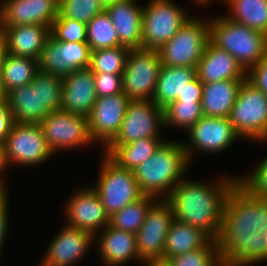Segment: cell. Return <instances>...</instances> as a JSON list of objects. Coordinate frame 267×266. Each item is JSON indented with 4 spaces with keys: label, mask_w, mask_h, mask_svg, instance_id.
Masks as SVG:
<instances>
[{
    "label": "cell",
    "mask_w": 267,
    "mask_h": 266,
    "mask_svg": "<svg viewBox=\"0 0 267 266\" xmlns=\"http://www.w3.org/2000/svg\"><path fill=\"white\" fill-rule=\"evenodd\" d=\"M267 199L250 195L236 183L223 210L216 239L222 263L226 266H254L267 263Z\"/></svg>",
    "instance_id": "cell-1"
},
{
    "label": "cell",
    "mask_w": 267,
    "mask_h": 266,
    "mask_svg": "<svg viewBox=\"0 0 267 266\" xmlns=\"http://www.w3.org/2000/svg\"><path fill=\"white\" fill-rule=\"evenodd\" d=\"M208 182L194 180L187 175L165 200L172 208L173 220L199 228L216 240L220 233L224 204L237 183V176L221 174Z\"/></svg>",
    "instance_id": "cell-2"
},
{
    "label": "cell",
    "mask_w": 267,
    "mask_h": 266,
    "mask_svg": "<svg viewBox=\"0 0 267 266\" xmlns=\"http://www.w3.org/2000/svg\"><path fill=\"white\" fill-rule=\"evenodd\" d=\"M191 166L182 139L168 138L133 173L143 195L165 200Z\"/></svg>",
    "instance_id": "cell-3"
},
{
    "label": "cell",
    "mask_w": 267,
    "mask_h": 266,
    "mask_svg": "<svg viewBox=\"0 0 267 266\" xmlns=\"http://www.w3.org/2000/svg\"><path fill=\"white\" fill-rule=\"evenodd\" d=\"M209 17L210 41L233 56L247 72L267 51V35L236 23L224 14Z\"/></svg>",
    "instance_id": "cell-4"
},
{
    "label": "cell",
    "mask_w": 267,
    "mask_h": 266,
    "mask_svg": "<svg viewBox=\"0 0 267 266\" xmlns=\"http://www.w3.org/2000/svg\"><path fill=\"white\" fill-rule=\"evenodd\" d=\"M192 16L158 49L163 66L196 68L210 41V20Z\"/></svg>",
    "instance_id": "cell-5"
},
{
    "label": "cell",
    "mask_w": 267,
    "mask_h": 266,
    "mask_svg": "<svg viewBox=\"0 0 267 266\" xmlns=\"http://www.w3.org/2000/svg\"><path fill=\"white\" fill-rule=\"evenodd\" d=\"M98 176L91 187L99 195L106 213L111 217L129 204L142 198L133 170L119 167L107 155L101 152Z\"/></svg>",
    "instance_id": "cell-6"
},
{
    "label": "cell",
    "mask_w": 267,
    "mask_h": 266,
    "mask_svg": "<svg viewBox=\"0 0 267 266\" xmlns=\"http://www.w3.org/2000/svg\"><path fill=\"white\" fill-rule=\"evenodd\" d=\"M230 123L244 141L267 145V95L245 79L231 109Z\"/></svg>",
    "instance_id": "cell-7"
},
{
    "label": "cell",
    "mask_w": 267,
    "mask_h": 266,
    "mask_svg": "<svg viewBox=\"0 0 267 266\" xmlns=\"http://www.w3.org/2000/svg\"><path fill=\"white\" fill-rule=\"evenodd\" d=\"M174 0H148L142 15V48L158 50L192 17Z\"/></svg>",
    "instance_id": "cell-8"
},
{
    "label": "cell",
    "mask_w": 267,
    "mask_h": 266,
    "mask_svg": "<svg viewBox=\"0 0 267 266\" xmlns=\"http://www.w3.org/2000/svg\"><path fill=\"white\" fill-rule=\"evenodd\" d=\"M3 151L7 171L14 166H41L54 157L39 124L15 122L3 143Z\"/></svg>",
    "instance_id": "cell-9"
},
{
    "label": "cell",
    "mask_w": 267,
    "mask_h": 266,
    "mask_svg": "<svg viewBox=\"0 0 267 266\" xmlns=\"http://www.w3.org/2000/svg\"><path fill=\"white\" fill-rule=\"evenodd\" d=\"M186 136L187 141L183 139L182 143L191 165L198 155H221L220 153L227 152L226 150L231 149L236 141L242 139L229 118L206 116L194 124Z\"/></svg>",
    "instance_id": "cell-10"
},
{
    "label": "cell",
    "mask_w": 267,
    "mask_h": 266,
    "mask_svg": "<svg viewBox=\"0 0 267 266\" xmlns=\"http://www.w3.org/2000/svg\"><path fill=\"white\" fill-rule=\"evenodd\" d=\"M39 125L54 156L94 144L89 132L88 117L59 110L50 112Z\"/></svg>",
    "instance_id": "cell-11"
},
{
    "label": "cell",
    "mask_w": 267,
    "mask_h": 266,
    "mask_svg": "<svg viewBox=\"0 0 267 266\" xmlns=\"http://www.w3.org/2000/svg\"><path fill=\"white\" fill-rule=\"evenodd\" d=\"M164 130L162 108L152 100H130L119 133L102 152L108 155L116 146L135 139L166 138Z\"/></svg>",
    "instance_id": "cell-12"
},
{
    "label": "cell",
    "mask_w": 267,
    "mask_h": 266,
    "mask_svg": "<svg viewBox=\"0 0 267 266\" xmlns=\"http://www.w3.org/2000/svg\"><path fill=\"white\" fill-rule=\"evenodd\" d=\"M162 67L158 50H130L122 73V91L130 100H153Z\"/></svg>",
    "instance_id": "cell-13"
},
{
    "label": "cell",
    "mask_w": 267,
    "mask_h": 266,
    "mask_svg": "<svg viewBox=\"0 0 267 266\" xmlns=\"http://www.w3.org/2000/svg\"><path fill=\"white\" fill-rule=\"evenodd\" d=\"M74 190L63 203V223L95 235L109 225L110 217L91 185Z\"/></svg>",
    "instance_id": "cell-14"
},
{
    "label": "cell",
    "mask_w": 267,
    "mask_h": 266,
    "mask_svg": "<svg viewBox=\"0 0 267 266\" xmlns=\"http://www.w3.org/2000/svg\"><path fill=\"white\" fill-rule=\"evenodd\" d=\"M172 221V208L166 200H157L148 210L136 233L137 252L144 264L164 262L165 242Z\"/></svg>",
    "instance_id": "cell-15"
},
{
    "label": "cell",
    "mask_w": 267,
    "mask_h": 266,
    "mask_svg": "<svg viewBox=\"0 0 267 266\" xmlns=\"http://www.w3.org/2000/svg\"><path fill=\"white\" fill-rule=\"evenodd\" d=\"M94 235L65 224L55 233L38 266H76L94 249Z\"/></svg>",
    "instance_id": "cell-16"
},
{
    "label": "cell",
    "mask_w": 267,
    "mask_h": 266,
    "mask_svg": "<svg viewBox=\"0 0 267 266\" xmlns=\"http://www.w3.org/2000/svg\"><path fill=\"white\" fill-rule=\"evenodd\" d=\"M130 99L124 92L97 97L88 116L91 139L104 150L120 131Z\"/></svg>",
    "instance_id": "cell-17"
},
{
    "label": "cell",
    "mask_w": 267,
    "mask_h": 266,
    "mask_svg": "<svg viewBox=\"0 0 267 266\" xmlns=\"http://www.w3.org/2000/svg\"><path fill=\"white\" fill-rule=\"evenodd\" d=\"M90 59L91 49L87 43L55 41L50 36L41 51L38 68L63 78L73 70L89 68Z\"/></svg>",
    "instance_id": "cell-18"
},
{
    "label": "cell",
    "mask_w": 267,
    "mask_h": 266,
    "mask_svg": "<svg viewBox=\"0 0 267 266\" xmlns=\"http://www.w3.org/2000/svg\"><path fill=\"white\" fill-rule=\"evenodd\" d=\"M58 0H0V27L42 25L51 28Z\"/></svg>",
    "instance_id": "cell-19"
},
{
    "label": "cell",
    "mask_w": 267,
    "mask_h": 266,
    "mask_svg": "<svg viewBox=\"0 0 267 266\" xmlns=\"http://www.w3.org/2000/svg\"><path fill=\"white\" fill-rule=\"evenodd\" d=\"M95 246L103 266H126L132 261L144 265L137 252L136 234L108 225L94 235Z\"/></svg>",
    "instance_id": "cell-20"
},
{
    "label": "cell",
    "mask_w": 267,
    "mask_h": 266,
    "mask_svg": "<svg viewBox=\"0 0 267 266\" xmlns=\"http://www.w3.org/2000/svg\"><path fill=\"white\" fill-rule=\"evenodd\" d=\"M97 99L90 68L73 70L63 77L61 110L88 117Z\"/></svg>",
    "instance_id": "cell-21"
},
{
    "label": "cell",
    "mask_w": 267,
    "mask_h": 266,
    "mask_svg": "<svg viewBox=\"0 0 267 266\" xmlns=\"http://www.w3.org/2000/svg\"><path fill=\"white\" fill-rule=\"evenodd\" d=\"M144 5L138 0H124L105 8L119 37L120 46L142 49V15Z\"/></svg>",
    "instance_id": "cell-22"
},
{
    "label": "cell",
    "mask_w": 267,
    "mask_h": 266,
    "mask_svg": "<svg viewBox=\"0 0 267 266\" xmlns=\"http://www.w3.org/2000/svg\"><path fill=\"white\" fill-rule=\"evenodd\" d=\"M246 71L225 50L208 42L202 58L196 67L197 78L202 83H214L222 80H245Z\"/></svg>",
    "instance_id": "cell-23"
},
{
    "label": "cell",
    "mask_w": 267,
    "mask_h": 266,
    "mask_svg": "<svg viewBox=\"0 0 267 266\" xmlns=\"http://www.w3.org/2000/svg\"><path fill=\"white\" fill-rule=\"evenodd\" d=\"M6 52L38 60L45 42L50 37V28L38 24L0 27Z\"/></svg>",
    "instance_id": "cell-24"
},
{
    "label": "cell",
    "mask_w": 267,
    "mask_h": 266,
    "mask_svg": "<svg viewBox=\"0 0 267 266\" xmlns=\"http://www.w3.org/2000/svg\"><path fill=\"white\" fill-rule=\"evenodd\" d=\"M244 80L203 83L202 112L206 117L229 118Z\"/></svg>",
    "instance_id": "cell-25"
},
{
    "label": "cell",
    "mask_w": 267,
    "mask_h": 266,
    "mask_svg": "<svg viewBox=\"0 0 267 266\" xmlns=\"http://www.w3.org/2000/svg\"><path fill=\"white\" fill-rule=\"evenodd\" d=\"M4 98L17 123L39 124L49 114L40 108L39 86L28 84L14 88Z\"/></svg>",
    "instance_id": "cell-26"
},
{
    "label": "cell",
    "mask_w": 267,
    "mask_h": 266,
    "mask_svg": "<svg viewBox=\"0 0 267 266\" xmlns=\"http://www.w3.org/2000/svg\"><path fill=\"white\" fill-rule=\"evenodd\" d=\"M213 239L203 230L173 220L167 233L164 262L170 258L207 246Z\"/></svg>",
    "instance_id": "cell-27"
},
{
    "label": "cell",
    "mask_w": 267,
    "mask_h": 266,
    "mask_svg": "<svg viewBox=\"0 0 267 266\" xmlns=\"http://www.w3.org/2000/svg\"><path fill=\"white\" fill-rule=\"evenodd\" d=\"M196 68L163 66L160 69L153 102L165 108L177 100L184 92L188 83L196 77Z\"/></svg>",
    "instance_id": "cell-28"
},
{
    "label": "cell",
    "mask_w": 267,
    "mask_h": 266,
    "mask_svg": "<svg viewBox=\"0 0 267 266\" xmlns=\"http://www.w3.org/2000/svg\"><path fill=\"white\" fill-rule=\"evenodd\" d=\"M38 70V60L6 52L0 76L2 96L4 97L14 88L31 84Z\"/></svg>",
    "instance_id": "cell-29"
},
{
    "label": "cell",
    "mask_w": 267,
    "mask_h": 266,
    "mask_svg": "<svg viewBox=\"0 0 267 266\" xmlns=\"http://www.w3.org/2000/svg\"><path fill=\"white\" fill-rule=\"evenodd\" d=\"M231 21L267 35V0H224Z\"/></svg>",
    "instance_id": "cell-30"
},
{
    "label": "cell",
    "mask_w": 267,
    "mask_h": 266,
    "mask_svg": "<svg viewBox=\"0 0 267 266\" xmlns=\"http://www.w3.org/2000/svg\"><path fill=\"white\" fill-rule=\"evenodd\" d=\"M168 138L135 139L116 146L107 156L119 167L134 170L151 157Z\"/></svg>",
    "instance_id": "cell-31"
},
{
    "label": "cell",
    "mask_w": 267,
    "mask_h": 266,
    "mask_svg": "<svg viewBox=\"0 0 267 266\" xmlns=\"http://www.w3.org/2000/svg\"><path fill=\"white\" fill-rule=\"evenodd\" d=\"M204 116L201 102H171L163 108L164 129L187 132Z\"/></svg>",
    "instance_id": "cell-32"
},
{
    "label": "cell",
    "mask_w": 267,
    "mask_h": 266,
    "mask_svg": "<svg viewBox=\"0 0 267 266\" xmlns=\"http://www.w3.org/2000/svg\"><path fill=\"white\" fill-rule=\"evenodd\" d=\"M156 201V198L144 195L136 202L114 213L110 217L109 225L115 229L136 234L144 223L148 210Z\"/></svg>",
    "instance_id": "cell-33"
},
{
    "label": "cell",
    "mask_w": 267,
    "mask_h": 266,
    "mask_svg": "<svg viewBox=\"0 0 267 266\" xmlns=\"http://www.w3.org/2000/svg\"><path fill=\"white\" fill-rule=\"evenodd\" d=\"M86 28L87 44L91 51L120 46L114 24L105 10L96 15Z\"/></svg>",
    "instance_id": "cell-34"
},
{
    "label": "cell",
    "mask_w": 267,
    "mask_h": 266,
    "mask_svg": "<svg viewBox=\"0 0 267 266\" xmlns=\"http://www.w3.org/2000/svg\"><path fill=\"white\" fill-rule=\"evenodd\" d=\"M130 49L117 46L91 51L89 68L94 74L122 75Z\"/></svg>",
    "instance_id": "cell-35"
},
{
    "label": "cell",
    "mask_w": 267,
    "mask_h": 266,
    "mask_svg": "<svg viewBox=\"0 0 267 266\" xmlns=\"http://www.w3.org/2000/svg\"><path fill=\"white\" fill-rule=\"evenodd\" d=\"M31 84L39 86L40 108L49 113L61 110L62 77L38 70Z\"/></svg>",
    "instance_id": "cell-36"
},
{
    "label": "cell",
    "mask_w": 267,
    "mask_h": 266,
    "mask_svg": "<svg viewBox=\"0 0 267 266\" xmlns=\"http://www.w3.org/2000/svg\"><path fill=\"white\" fill-rule=\"evenodd\" d=\"M168 266H222L219 247L216 240H212L207 246L187 252L167 262Z\"/></svg>",
    "instance_id": "cell-37"
},
{
    "label": "cell",
    "mask_w": 267,
    "mask_h": 266,
    "mask_svg": "<svg viewBox=\"0 0 267 266\" xmlns=\"http://www.w3.org/2000/svg\"><path fill=\"white\" fill-rule=\"evenodd\" d=\"M105 8L100 0H58V16L88 24Z\"/></svg>",
    "instance_id": "cell-38"
},
{
    "label": "cell",
    "mask_w": 267,
    "mask_h": 266,
    "mask_svg": "<svg viewBox=\"0 0 267 266\" xmlns=\"http://www.w3.org/2000/svg\"><path fill=\"white\" fill-rule=\"evenodd\" d=\"M55 41L87 43L86 24L71 18L57 16L50 28Z\"/></svg>",
    "instance_id": "cell-39"
},
{
    "label": "cell",
    "mask_w": 267,
    "mask_h": 266,
    "mask_svg": "<svg viewBox=\"0 0 267 266\" xmlns=\"http://www.w3.org/2000/svg\"><path fill=\"white\" fill-rule=\"evenodd\" d=\"M261 159L251 172L238 174L237 183L250 195L267 199V155Z\"/></svg>",
    "instance_id": "cell-40"
},
{
    "label": "cell",
    "mask_w": 267,
    "mask_h": 266,
    "mask_svg": "<svg viewBox=\"0 0 267 266\" xmlns=\"http://www.w3.org/2000/svg\"><path fill=\"white\" fill-rule=\"evenodd\" d=\"M97 97L111 96L122 91V75L94 74Z\"/></svg>",
    "instance_id": "cell-41"
},
{
    "label": "cell",
    "mask_w": 267,
    "mask_h": 266,
    "mask_svg": "<svg viewBox=\"0 0 267 266\" xmlns=\"http://www.w3.org/2000/svg\"><path fill=\"white\" fill-rule=\"evenodd\" d=\"M9 187L3 190H0V257L3 254V248L5 247L4 244L6 242L5 239H7V233L8 228L11 224H9V221L11 218H9L10 213V203L9 198H11L9 195ZM1 259V258H0Z\"/></svg>",
    "instance_id": "cell-42"
},
{
    "label": "cell",
    "mask_w": 267,
    "mask_h": 266,
    "mask_svg": "<svg viewBox=\"0 0 267 266\" xmlns=\"http://www.w3.org/2000/svg\"><path fill=\"white\" fill-rule=\"evenodd\" d=\"M246 79L267 95V51L260 62L247 71Z\"/></svg>",
    "instance_id": "cell-43"
},
{
    "label": "cell",
    "mask_w": 267,
    "mask_h": 266,
    "mask_svg": "<svg viewBox=\"0 0 267 266\" xmlns=\"http://www.w3.org/2000/svg\"><path fill=\"white\" fill-rule=\"evenodd\" d=\"M15 123L13 114L4 97L0 99V143H4Z\"/></svg>",
    "instance_id": "cell-44"
},
{
    "label": "cell",
    "mask_w": 267,
    "mask_h": 266,
    "mask_svg": "<svg viewBox=\"0 0 267 266\" xmlns=\"http://www.w3.org/2000/svg\"><path fill=\"white\" fill-rule=\"evenodd\" d=\"M203 93V83L197 76L188 83V86L182 94H180L174 102H201Z\"/></svg>",
    "instance_id": "cell-45"
},
{
    "label": "cell",
    "mask_w": 267,
    "mask_h": 266,
    "mask_svg": "<svg viewBox=\"0 0 267 266\" xmlns=\"http://www.w3.org/2000/svg\"><path fill=\"white\" fill-rule=\"evenodd\" d=\"M7 170V166L4 160V151H3V144L0 143V190L6 189L7 185V177H5V173Z\"/></svg>",
    "instance_id": "cell-46"
},
{
    "label": "cell",
    "mask_w": 267,
    "mask_h": 266,
    "mask_svg": "<svg viewBox=\"0 0 267 266\" xmlns=\"http://www.w3.org/2000/svg\"><path fill=\"white\" fill-rule=\"evenodd\" d=\"M5 54H6L5 43H4L3 37L0 33V76H1L3 58H4Z\"/></svg>",
    "instance_id": "cell-47"
},
{
    "label": "cell",
    "mask_w": 267,
    "mask_h": 266,
    "mask_svg": "<svg viewBox=\"0 0 267 266\" xmlns=\"http://www.w3.org/2000/svg\"><path fill=\"white\" fill-rule=\"evenodd\" d=\"M193 1V3L197 6H199L198 8L200 7H207L209 6L211 3L214 2V0H191ZM224 1V0H223Z\"/></svg>",
    "instance_id": "cell-48"
},
{
    "label": "cell",
    "mask_w": 267,
    "mask_h": 266,
    "mask_svg": "<svg viewBox=\"0 0 267 266\" xmlns=\"http://www.w3.org/2000/svg\"><path fill=\"white\" fill-rule=\"evenodd\" d=\"M121 1H124V0H100L102 6H103L104 8H106V7L109 6V5L114 4V3H116V2H121Z\"/></svg>",
    "instance_id": "cell-49"
},
{
    "label": "cell",
    "mask_w": 267,
    "mask_h": 266,
    "mask_svg": "<svg viewBox=\"0 0 267 266\" xmlns=\"http://www.w3.org/2000/svg\"><path fill=\"white\" fill-rule=\"evenodd\" d=\"M143 266H168V264L162 261H158V262H148L145 263Z\"/></svg>",
    "instance_id": "cell-50"
},
{
    "label": "cell",
    "mask_w": 267,
    "mask_h": 266,
    "mask_svg": "<svg viewBox=\"0 0 267 266\" xmlns=\"http://www.w3.org/2000/svg\"><path fill=\"white\" fill-rule=\"evenodd\" d=\"M263 232H264V237H265V239L267 241V228Z\"/></svg>",
    "instance_id": "cell-51"
}]
</instances>
